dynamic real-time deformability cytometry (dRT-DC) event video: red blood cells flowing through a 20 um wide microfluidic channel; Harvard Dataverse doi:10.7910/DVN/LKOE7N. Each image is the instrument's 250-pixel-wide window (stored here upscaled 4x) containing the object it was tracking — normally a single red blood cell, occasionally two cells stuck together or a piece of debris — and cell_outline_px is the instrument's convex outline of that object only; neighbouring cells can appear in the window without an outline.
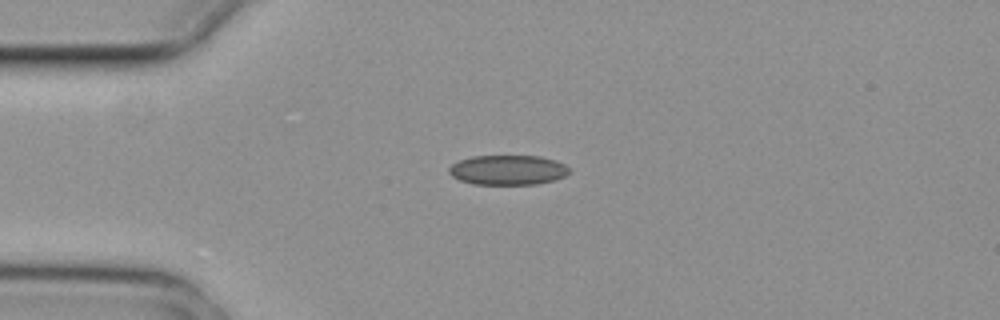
{"species": "common noctule bat (a hibernating species)", "species_latin": "Nyctalus noctula", "temperature_condition": "cold", "stored_images_in_passage": 1, "camera_frame_rate_fps": 3000, "um_per_image_px": 0.085, "animal": {"sex": "female", "body_mass_g": 29.2, "forearm_length_mm": 56.3}, "frame": {"image": 1, "passage_image": 1, "time_ms": 0.0, "image_size_px": [1000, 320], "cell_outline_px": [[572, 172], [556, 180], [536, 184], [472, 184], [460, 180], [452, 176], [448, 172], [448, 168], [452, 164], [460, 160], [472, 156], [540, 156], [556, 160], [564, 164]], "centroid_in_image_um": [43.18, 14.45], "position_along_channel_um": 41.8, "area_um2": 20.98}}